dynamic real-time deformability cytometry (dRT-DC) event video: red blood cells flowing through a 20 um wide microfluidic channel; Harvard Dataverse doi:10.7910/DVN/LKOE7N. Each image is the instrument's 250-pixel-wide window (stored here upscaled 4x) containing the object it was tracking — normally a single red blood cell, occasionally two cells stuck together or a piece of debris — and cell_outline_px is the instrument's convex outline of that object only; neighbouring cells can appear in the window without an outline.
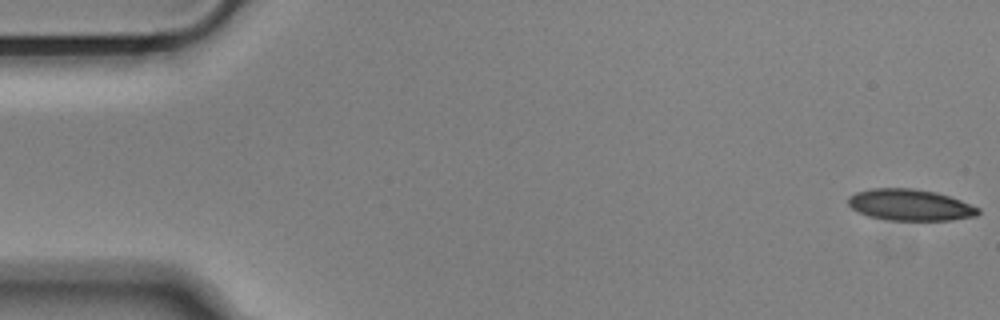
{"species": "Egyptian fruit bat (a non-hibernating species)", "species_latin": "Rousettus aegyptiacus", "temperature_condition": "cold", "stored_images_in_passage": 43, "camera_frame_rate_fps": 3000, "um_per_image_px": 0.085, "animal": {"sex": "male"}, "frame": {"image": 1, "passage_image": 1, "time_ms": 0.0, "image_size_px": [1000, 320], "cell_outline_px": [[980, 212], [976, 216], [948, 220], [888, 220], [868, 216], [852, 208], [848, 204], [848, 196], [856, 192], [872, 188], [912, 188], [936, 192], [960, 200], [980, 208]], "centroid_in_image_um": [77.34, 17.41], "position_along_channel_um": 7.7, "area_um2": 23.7}}
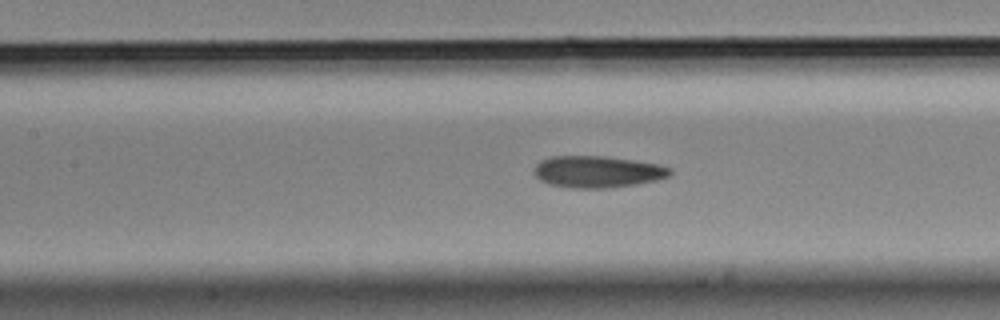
{"frame": {"image": 2, "passage_image": 24, "time_ms": 7.667, "image_size_px": [1000, 320], "cell_outline_px": [[672, 172], [668, 176], [656, 180], [636, 184], [608, 188], [572, 188], [548, 184], [540, 180], [532, 172], [532, 168], [540, 160], [552, 156], [604, 156], [660, 164], [672, 168]], "centroid_in_image_um": [50.75, 14.59], "position_along_channel_um": 156.7, "area_um2": 25.32}}
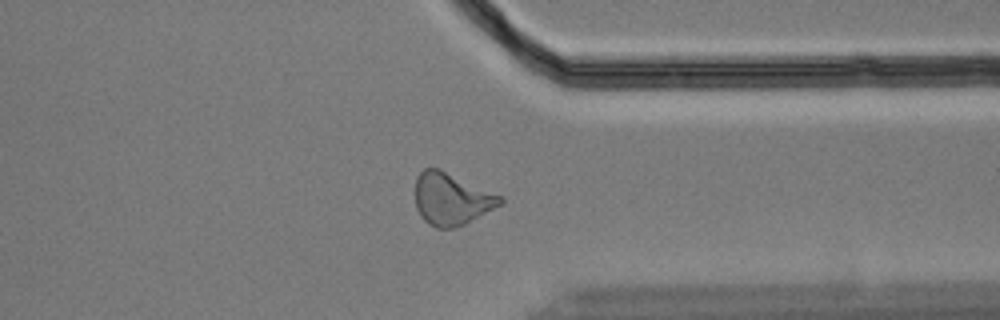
{"frame": {"image": 3, "passage_image": 42, "time_ms": 13.667, "image_size_px": [1000, 320], "cell_outline_px": [[504, 204], [456, 228], [436, 228], [428, 224], [420, 216], [416, 208], [416, 176], [424, 168], [440, 168], [504, 196]], "centroid_in_image_um": [38.41, 16.91], "position_along_channel_um": 373.0, "area_um2": 26.24}, "authors_computed_cell_mechanics": {"area_um2": 24.6806, "velocity_mm_per_s": 3.6555, "shape_relaxation_time_tau1_ms": 9.5217, "shape_relaxation_time_tau2_ms": 3.9232, "deformation_change_tau1": 0.1691, "deformation_change_tau2": 0.1237}}